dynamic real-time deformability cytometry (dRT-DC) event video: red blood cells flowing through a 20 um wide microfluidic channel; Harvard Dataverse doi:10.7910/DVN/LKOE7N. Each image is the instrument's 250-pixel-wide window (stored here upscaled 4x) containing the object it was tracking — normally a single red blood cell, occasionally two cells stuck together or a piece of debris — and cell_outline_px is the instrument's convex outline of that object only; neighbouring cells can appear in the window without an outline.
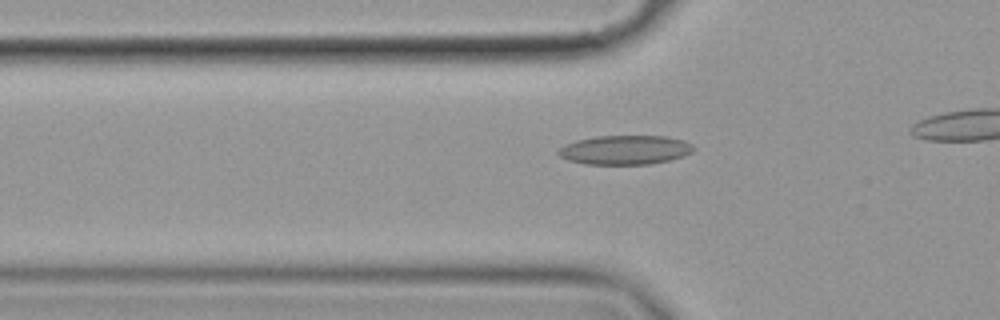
{"species": "common noctule bat (a hibernating species)", "species_latin": "Nyctalus noctula", "temperature_condition": "cold", "stored_images_in_passage": 27, "camera_frame_rate_fps": 3000, "um_per_image_px": 0.085, "animal": {"sex": "female", "body_mass_g": 19.9}, "frame": {"image": 1, "passage_image": 10, "time_ms": 3.0, "image_size_px": [1000, 320], "cell_outline_px": [[696, 148], [692, 152], [668, 160], [648, 164], [584, 164], [568, 160], [560, 156], [556, 152], [564, 144], [576, 140], [596, 136], [664, 136], [684, 140], [692, 144]], "centroid_in_image_um": [53.1, 12.73], "position_along_channel_um": 72.7, "area_um2": 22.95}}
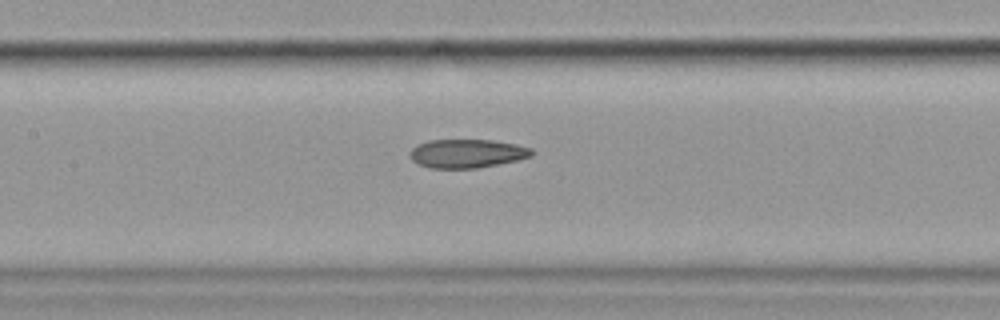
{"frame": {"image": 2, "passage_image": 18, "time_ms": 5.667, "image_size_px": [1000, 320], "cell_outline_px": [[536, 152], [532, 156], [516, 160], [476, 168], [432, 168], [420, 164], [412, 160], [408, 152], [416, 144], [428, 140], [492, 140], [516, 144], [532, 148]], "centroid_in_image_um": [39.69, 13.03], "position_along_channel_um": 167.7, "area_um2": 20.35}}
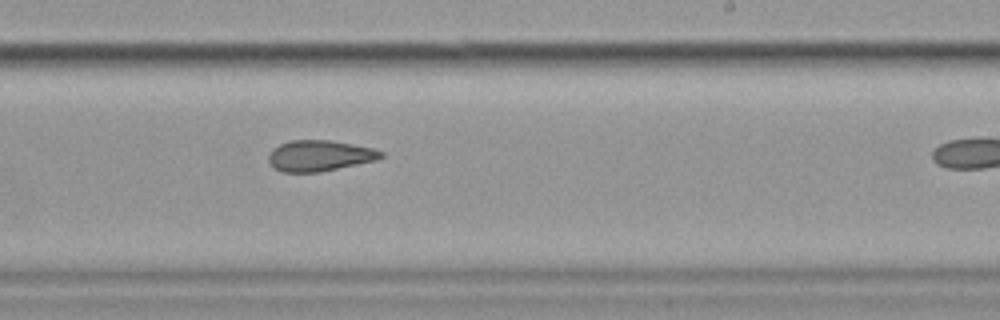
{"frame": {"image": 3, "passage_image": 26, "time_ms": 8.333, "image_size_px": [1000, 320], "cell_outline_px": [[384, 156], [376, 160], [320, 172], [280, 172], [272, 168], [268, 160], [268, 156], [272, 148], [280, 144], [292, 140], [328, 140], [372, 148], [384, 152]], "centroid_in_image_um": [27.11, 13.24], "position_along_channel_um": 261.9, "area_um2": 20.23}}